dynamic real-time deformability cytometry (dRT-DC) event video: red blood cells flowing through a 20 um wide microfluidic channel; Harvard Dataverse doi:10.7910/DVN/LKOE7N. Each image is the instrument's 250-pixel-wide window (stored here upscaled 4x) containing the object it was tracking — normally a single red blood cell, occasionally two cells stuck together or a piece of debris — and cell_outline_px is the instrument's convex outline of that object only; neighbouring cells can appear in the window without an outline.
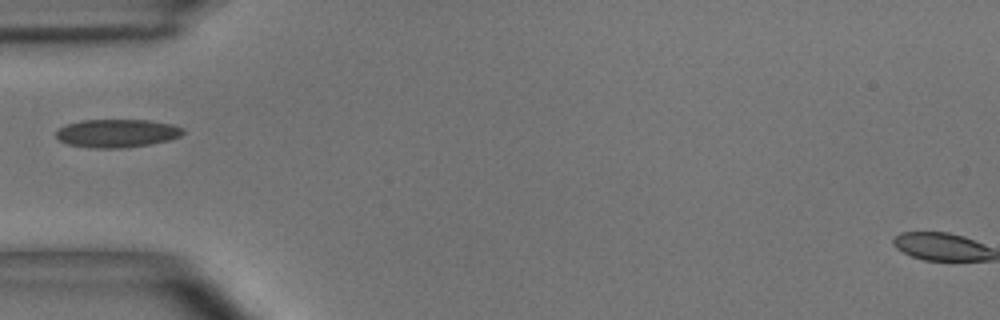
{"species": "common noctule bat (a hibernating species)", "species_latin": "Nyctalus noctula", "temperature_condition": "room temperature", "stored_images_in_passage": 35, "camera_frame_rate_fps": 3000, "um_per_image_px": 0.085, "animal": {"sex": "male", "body_mass_g": 15.6}, "frame": {"image": 1, "passage_image": 1, "time_ms": 0.0, "image_size_px": [1000, 320], "cell_outline_px": [[184, 132], [180, 136], [168, 140], [152, 144], [124, 148], [92, 148], [68, 144], [60, 140], [56, 136], [56, 132], [60, 128], [68, 124], [80, 120], [148, 120], [172, 124], [184, 128]], "centroid_in_image_um": [9.97, 11.33], "position_along_channel_um": 75.0, "area_um2": 20.87}}
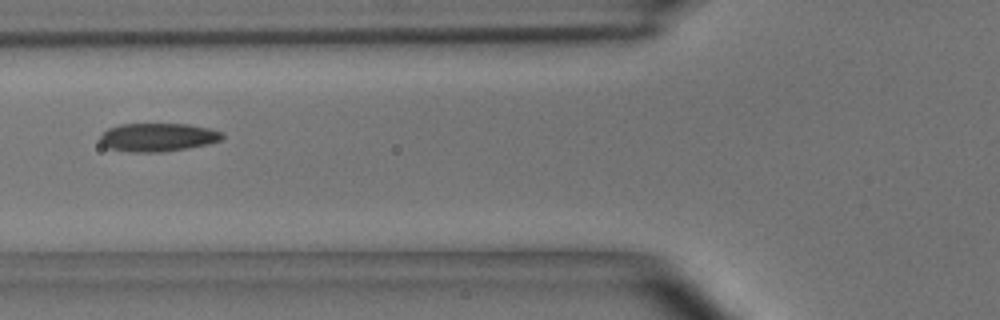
{"frame": {"image": 2, "passage_image": 4, "time_ms": 1.0, "image_size_px": [1000, 320], "cell_outline_px": [[224, 136], [220, 140], [208, 144], [188, 148], [160, 152], [128, 152], [108, 148], [100, 140], [100, 136], [108, 128], [120, 124], [188, 124], [208, 128], [224, 132]], "centroid_in_image_um": [13.43, 11.67], "position_along_channel_um": 112.4, "area_um2": 20.17}}
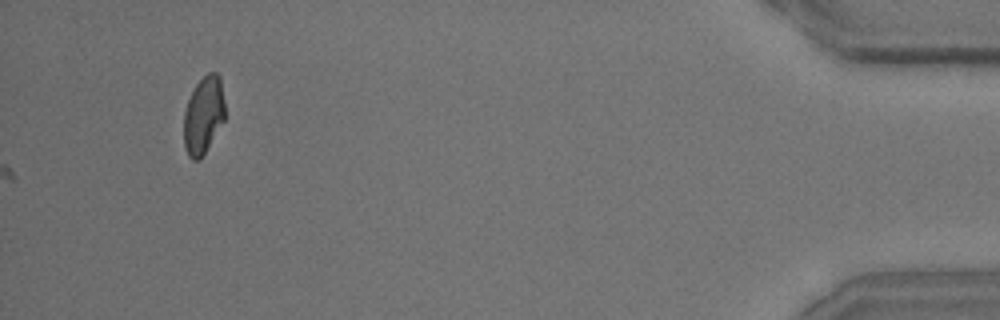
{"frame": {"image": 3, "passage_image": 35, "time_ms": 11.333, "image_size_px": [1000, 320], "cell_outline_px": [[224, 120], [200, 160], [192, 160], [188, 156], [184, 144], [184, 112], [188, 100], [196, 84], [208, 72], [216, 72], [220, 76], [224, 100]], "centroid_in_image_um": [17.29, 9.79], "position_along_channel_um": 417.9, "area_um2": 18.44}}